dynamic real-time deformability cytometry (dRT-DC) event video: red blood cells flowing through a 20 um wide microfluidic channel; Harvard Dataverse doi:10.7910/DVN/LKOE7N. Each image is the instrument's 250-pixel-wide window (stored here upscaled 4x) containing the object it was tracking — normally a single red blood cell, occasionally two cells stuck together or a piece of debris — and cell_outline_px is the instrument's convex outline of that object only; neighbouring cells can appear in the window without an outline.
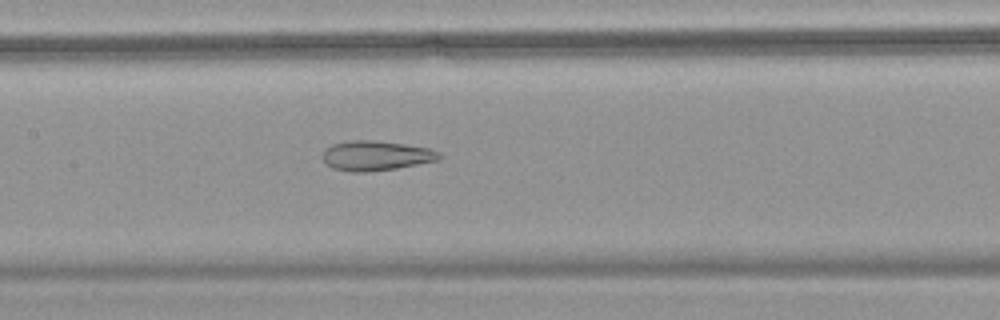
{"species": "common noctule bat (a hibernating species)", "species_latin": "Nyctalus noctula", "temperature_condition": "warm", "stored_images_in_passage": 53, "camera_frame_rate_fps": 3000, "um_per_image_px": 0.085, "animal": {"sex": "female", "body_mass_g": 18.4}, "frame": {"image": 1, "passage_image": 28, "time_ms": 9.0, "image_size_px": [1000, 320], "cell_outline_px": [[444, 156], [440, 160], [396, 168], [364, 172], [352, 172], [332, 168], [320, 156], [324, 148], [332, 144], [352, 140], [372, 140], [404, 144], [428, 148], [440, 152]], "centroid_in_image_um": [31.95, 13.23], "position_along_channel_um": 175.4, "area_um2": 20.35}}
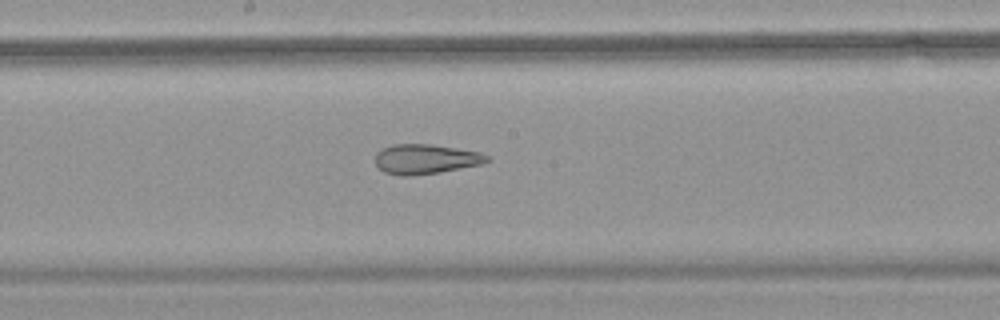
{"frame": {"image": 2, "passage_image": 31, "time_ms": 10.0, "image_size_px": [1000, 320], "cell_outline_px": [[492, 160], [484, 164], [440, 172], [412, 176], [400, 176], [384, 172], [376, 164], [376, 152], [384, 148], [396, 144], [432, 144], [480, 152], [488, 156]], "centroid_in_image_um": [36.22, 13.53], "position_along_channel_um": 212.0, "area_um2": 19.48}}
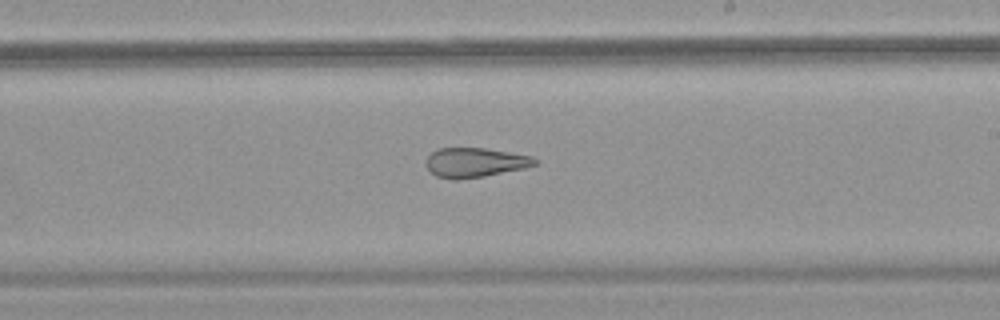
{"frame": {"image": 3, "passage_image": 34, "time_ms": 11.0, "image_size_px": [1000, 320], "cell_outline_px": [[540, 160], [536, 164], [524, 168], [484, 176], [456, 180], [452, 180], [436, 176], [424, 164], [424, 160], [432, 152], [440, 148], [484, 148], [532, 156]], "centroid_in_image_um": [40.35, 13.81], "position_along_channel_um": 248.6, "area_um2": 18.73}}